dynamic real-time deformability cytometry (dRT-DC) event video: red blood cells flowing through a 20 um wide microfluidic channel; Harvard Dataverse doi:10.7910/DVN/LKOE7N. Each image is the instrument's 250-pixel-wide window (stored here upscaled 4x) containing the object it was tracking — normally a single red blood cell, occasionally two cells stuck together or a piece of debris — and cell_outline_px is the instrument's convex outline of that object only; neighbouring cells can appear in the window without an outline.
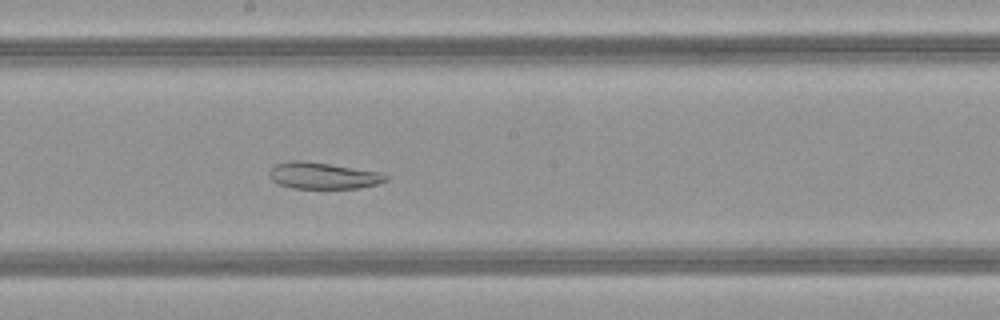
{"species": "common noctule bat (a hibernating species)", "species_latin": "Nyctalus noctula", "temperature_condition": "warm", "stored_images_in_passage": 36, "camera_frame_rate_fps": 3000, "um_per_image_px": 0.085, "animal": {"sex": "female", "body_mass_g": 21.9}, "frame": {"image": 1, "passage_image": 14, "time_ms": 4.333, "image_size_px": [1000, 320], "cell_outline_px": [[388, 180], [380, 184], [360, 188], [292, 188], [280, 184], [272, 180], [268, 176], [268, 172], [276, 164], [288, 160], [304, 160], [384, 172], [388, 176]], "centroid_in_image_um": [27.51, 14.92], "position_along_channel_um": 220.7, "area_um2": 18.32}}
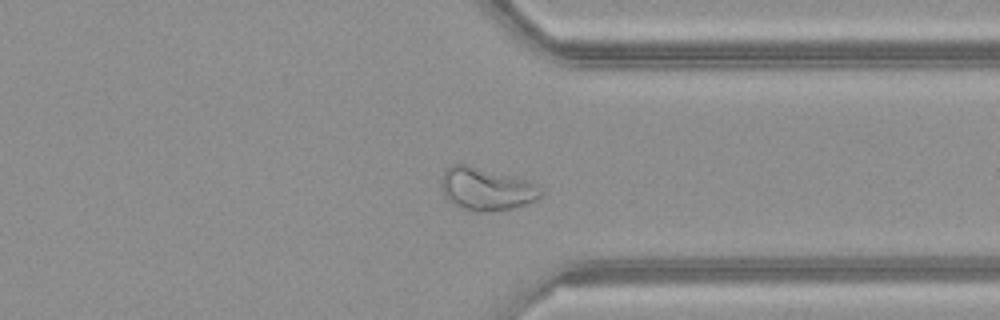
{"frame": {"image": 2, "passage_image": 25, "time_ms": 8.0, "image_size_px": [1000, 320], "cell_outline_px": [[544, 196], [528, 204], [512, 208], [484, 212], [476, 212], [464, 208], [448, 200], [444, 196], [440, 184], [444, 172], [452, 164], [464, 164], [516, 176], [528, 180], [544, 188]], "centroid_in_image_um": [41.41, 16.06], "position_along_channel_um": 370.0, "area_um2": 25.03}}
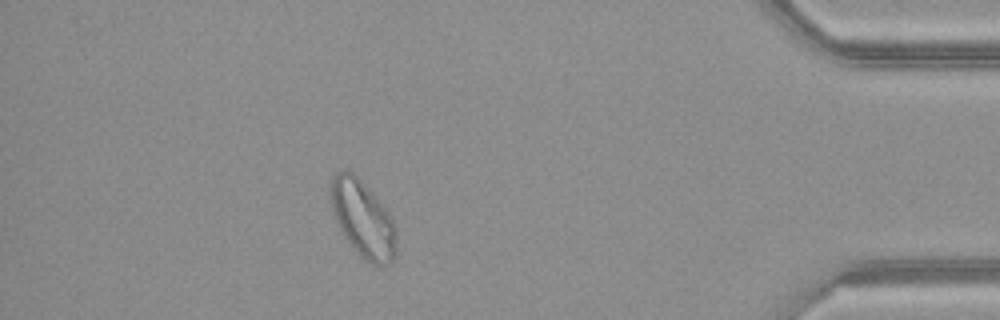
{"frame": {"image": 3, "passage_image": 31, "time_ms": 10.0, "image_size_px": [1000, 320], "cell_outline_px": [[396, 256], [388, 264], [380, 268], [368, 264], [356, 252], [344, 236], [336, 220], [332, 208], [328, 192], [328, 184], [332, 176], [336, 172], [352, 172], [372, 192], [388, 212], [396, 228]], "centroid_in_image_um": [30.83, 18.65], "position_along_channel_um": 404.4, "area_um2": 29.65}, "authors_computed_cell_mechanics": {"area_um2": 23.0044, "velocity_mm_per_s": 4.121, "shape_relaxation_time_tau1_ms": null, "shape_relaxation_time_tau2_ms": 2.9065, "deformation_change_tau1": null, "deformation_change_tau2": 0.0877}}